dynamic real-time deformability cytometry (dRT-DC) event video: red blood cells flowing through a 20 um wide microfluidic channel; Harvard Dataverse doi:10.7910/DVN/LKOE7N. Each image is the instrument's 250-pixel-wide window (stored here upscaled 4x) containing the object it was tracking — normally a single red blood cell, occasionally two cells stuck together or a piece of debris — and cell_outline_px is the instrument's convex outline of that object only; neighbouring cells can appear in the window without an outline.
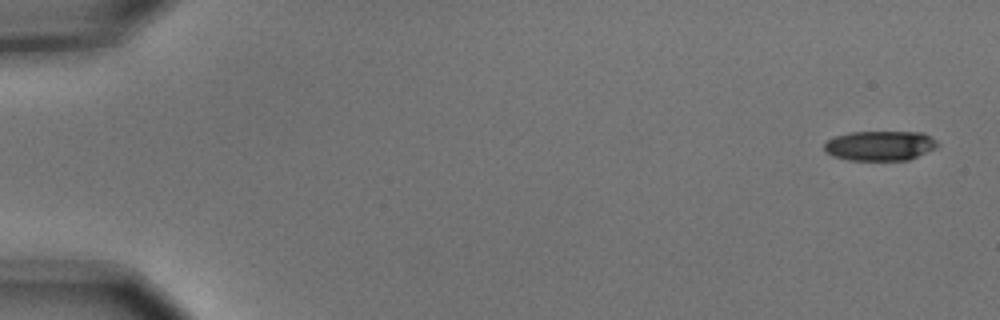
{"species": "common noctule bat (a hibernating species)", "species_latin": "Nyctalus noctula", "temperature_condition": "cold", "stored_images_in_passage": 5, "camera_frame_rate_fps": 3000, "um_per_image_px": 0.085, "animal": {"sex": "male", "body_mass_g": 15.6}, "frame": {"image": 1, "passage_image": 1, "time_ms": 0.0, "image_size_px": [1000, 320], "cell_outline_px": [[940, 144], [936, 148], [908, 160], [848, 160], [832, 156], [824, 148], [824, 144], [828, 140], [836, 136], [848, 132], [924, 132], [936, 140]], "centroid_in_image_um": [74.82, 12.38], "position_along_channel_um": 10.2, "area_um2": 19.71}}
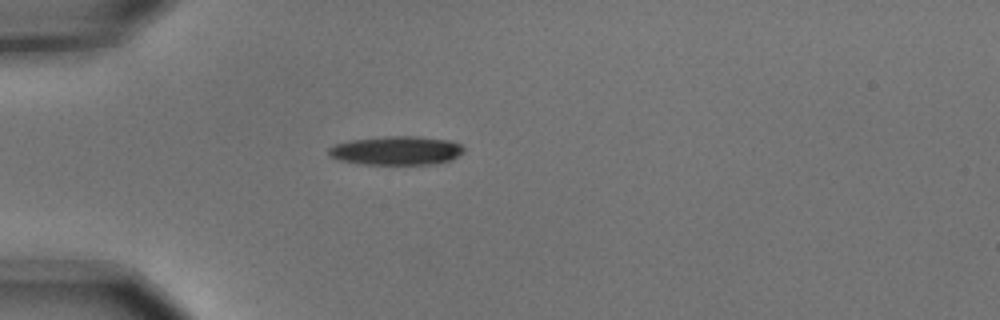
{"frame": {"image": 2, "passage_image": 5, "time_ms": 1.333, "image_size_px": [1000, 320], "cell_outline_px": [[464, 152], [452, 160], [428, 164], [360, 164], [340, 160], [328, 156], [328, 148], [336, 144], [352, 140], [384, 136], [416, 136], [452, 140], [460, 144], [464, 148]], "centroid_in_image_um": [33.71, 12.79], "position_along_channel_um": 51.3, "area_um2": 22.77}}